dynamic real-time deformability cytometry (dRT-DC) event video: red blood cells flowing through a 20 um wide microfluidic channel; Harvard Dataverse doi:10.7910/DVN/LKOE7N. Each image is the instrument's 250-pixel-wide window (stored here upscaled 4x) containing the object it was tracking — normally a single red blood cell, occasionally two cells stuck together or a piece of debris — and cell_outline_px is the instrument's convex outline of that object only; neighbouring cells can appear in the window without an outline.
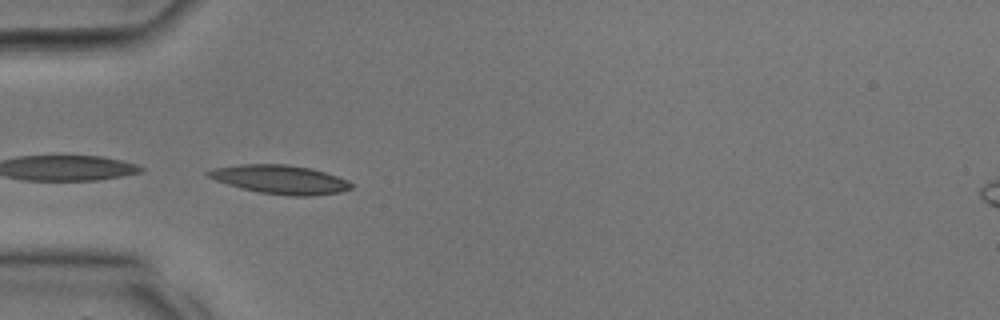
{"species": "common noctule bat (a hibernating species)", "species_latin": "Nyctalus noctula", "temperature_condition": "room temperature", "stored_images_in_passage": 12, "camera_frame_rate_fps": 3000, "um_per_image_px": 0.085, "animal": {"sex": "male", "body_mass_g": 17.9, "forearm_length_mm": 54.2}, "frame": {"image": 1, "passage_image": 10, "time_ms": 3.0, "image_size_px": [1000, 320], "cell_outline_px": [[352, 188], [340, 192], [312, 196], [292, 196], [260, 192], [228, 184], [216, 180], [208, 176], [204, 172], [212, 168], [240, 164], [284, 164], [312, 168], [348, 180], [352, 184]], "centroid_in_image_um": [23.82, 15.25], "position_along_channel_um": 61.2, "area_um2": 23.81}}